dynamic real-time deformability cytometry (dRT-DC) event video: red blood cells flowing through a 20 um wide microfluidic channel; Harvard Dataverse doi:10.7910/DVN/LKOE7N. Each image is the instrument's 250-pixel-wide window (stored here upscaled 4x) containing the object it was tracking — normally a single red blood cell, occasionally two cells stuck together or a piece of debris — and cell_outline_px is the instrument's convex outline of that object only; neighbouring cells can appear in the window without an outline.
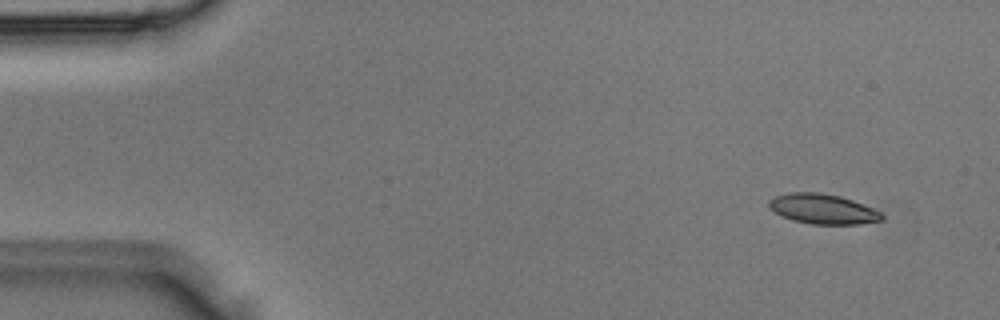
{"species": "Egyptian fruit bat (a non-hibernating species)", "species_latin": "Rousettus aegyptiacus", "temperature_condition": "room temperature", "stored_images_in_passage": 7, "camera_frame_rate_fps": 3000, "um_per_image_px": 0.085, "animal": {"sex": "male"}, "frame": {"image": 1, "passage_image": 1, "time_ms": 0.0, "image_size_px": [1000, 320], "cell_outline_px": [[884, 220], [860, 224], [812, 224], [792, 220], [768, 208], [768, 200], [776, 196], [788, 192], [816, 192], [840, 196], [864, 204], [880, 212], [884, 216]], "centroid_in_image_um": [69.94, 17.76], "position_along_channel_um": 15.1, "area_um2": 19.71}}
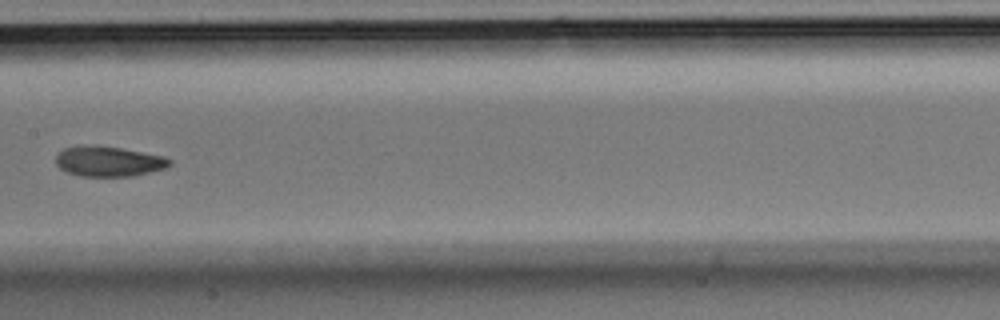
{"frame": {"image": 2, "passage_image": 7, "time_ms": 2.0, "image_size_px": [1000, 320], "cell_outline_px": [[172, 164], [164, 168], [132, 176], [80, 176], [68, 172], [60, 168], [56, 164], [56, 156], [64, 148], [80, 144], [96, 144], [120, 148], [164, 156], [172, 160]], "centroid_in_image_um": [9.2, 13.69], "position_along_channel_um": 198.2, "area_um2": 20.11}}